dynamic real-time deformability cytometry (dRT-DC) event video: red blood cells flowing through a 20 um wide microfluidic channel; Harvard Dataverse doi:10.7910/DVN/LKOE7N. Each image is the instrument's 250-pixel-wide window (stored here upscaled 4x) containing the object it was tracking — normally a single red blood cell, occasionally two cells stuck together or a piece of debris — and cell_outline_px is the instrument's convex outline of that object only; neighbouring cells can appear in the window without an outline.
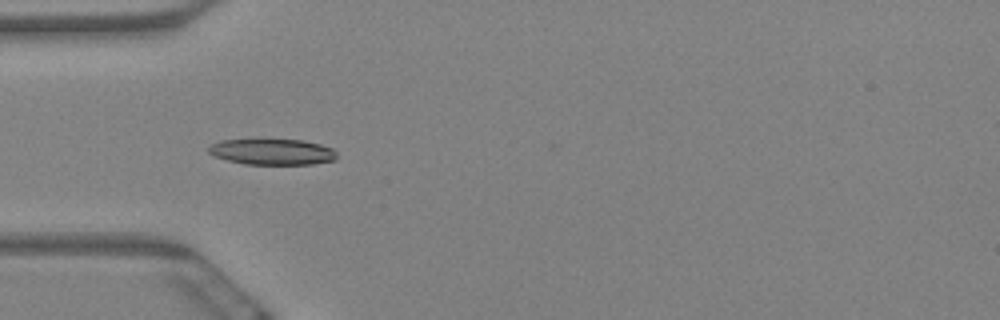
{"species": "Egyptian fruit bat (a non-hibernating species)", "species_latin": "Rousettus aegyptiacus", "temperature_condition": "warm", "stored_images_in_passage": 8, "camera_frame_rate_fps": 3000, "um_per_image_px": 0.085, "animal": {"sex": "female"}, "frame": {"image": 1, "passage_image": 6, "time_ms": 1.667, "image_size_px": [1000, 320], "cell_outline_px": [[336, 160], [312, 164], [244, 164], [212, 156], [208, 152], [208, 148], [212, 144], [220, 140], [300, 140], [320, 144], [332, 148], [336, 152]], "centroid_in_image_um": [23.13, 12.91], "position_along_channel_um": 61.9, "area_um2": 19.25}}
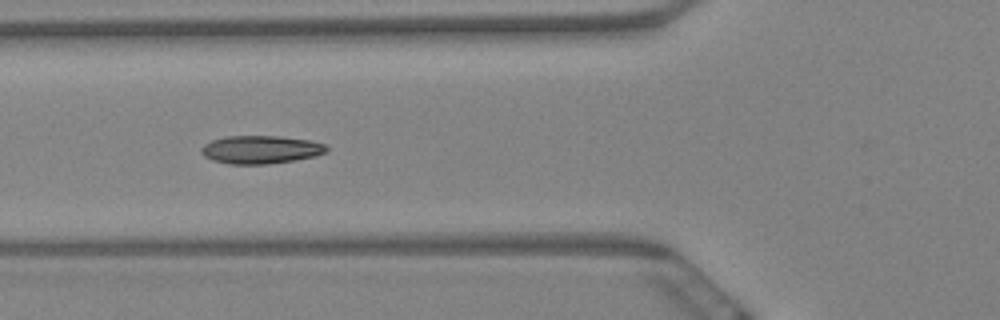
{"frame": {"image": 2, "passage_image": 7, "time_ms": 2.0, "image_size_px": [1000, 320], "cell_outline_px": [[328, 152], [316, 156], [296, 160], [268, 164], [228, 164], [212, 160], [204, 156], [200, 152], [200, 148], [204, 144], [212, 140], [224, 136], [280, 136], [312, 140], [324, 144], [328, 148]], "centroid_in_image_um": [22.17, 12.71], "position_along_channel_um": 103.6, "area_um2": 20.81}}
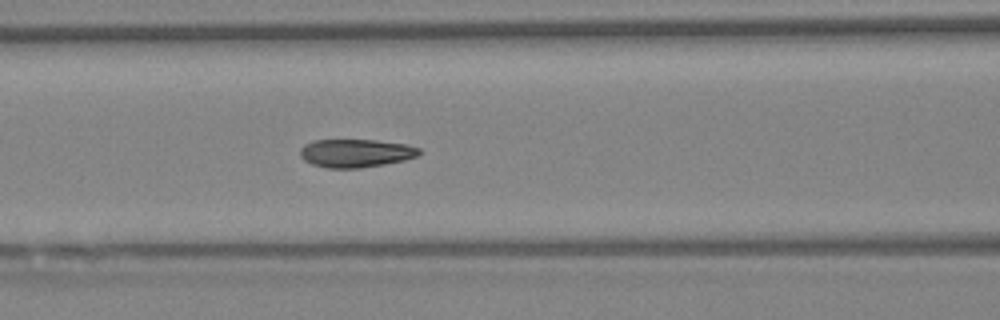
{"frame": {"image": 3, "passage_image": 8, "time_ms": 2.333, "image_size_px": [1000, 320], "cell_outline_px": [[420, 152], [416, 156], [404, 160], [384, 164], [360, 168], [328, 168], [312, 164], [304, 160], [300, 156], [300, 148], [304, 144], [312, 140], [376, 140], [408, 144], [420, 148]], "centroid_in_image_um": [30.22, 13.01], "position_along_channel_um": 136.4, "area_um2": 19.65}}